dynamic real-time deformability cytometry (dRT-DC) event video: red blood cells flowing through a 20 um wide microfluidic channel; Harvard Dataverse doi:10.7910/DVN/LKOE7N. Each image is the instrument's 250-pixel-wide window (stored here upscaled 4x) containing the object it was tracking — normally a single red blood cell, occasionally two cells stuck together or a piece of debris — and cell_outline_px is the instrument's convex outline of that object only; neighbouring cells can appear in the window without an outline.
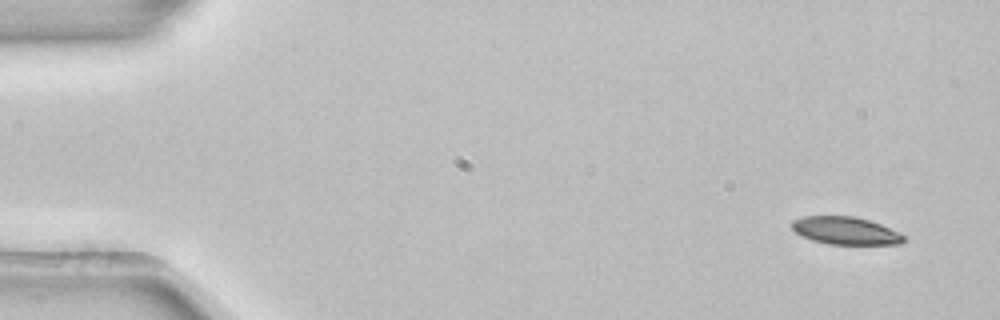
{"species": "common noctule bat (a hibernating species)", "species_latin": "Nyctalus noctula", "temperature_condition": "room temperature", "stored_images_in_passage": 3, "camera_frame_rate_fps": 3000, "um_per_image_px": 0.085, "animal": {"sex": "female", "body_mass_g": 22.7, "forearm_length_mm": 54.2}, "frame": {"image": 1, "passage_image": 1, "time_ms": 0.0, "image_size_px": [1000, 320], "cell_outline_px": [[904, 240], [900, 244], [828, 244], [812, 240], [796, 232], [792, 228], [792, 220], [804, 216], [852, 216], [868, 220], [880, 224], [904, 236]], "centroid_in_image_um": [71.83, 19.6], "position_along_channel_um": 13.2, "area_um2": 17.69}}
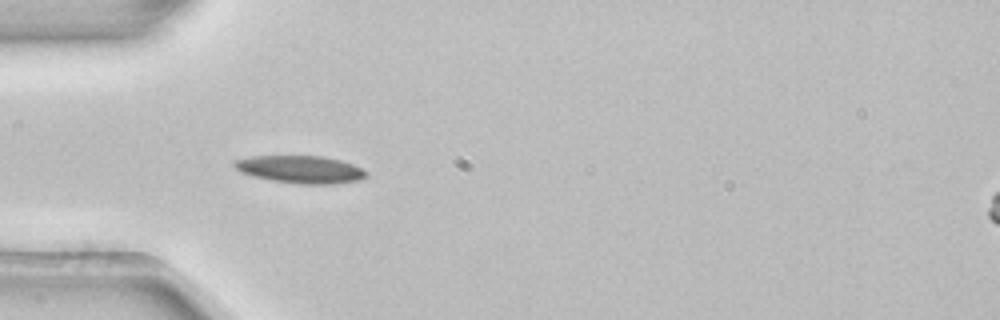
{"frame": {"image": 2, "passage_image": 3, "time_ms": 0.667, "image_size_px": [1000, 320], "cell_outline_px": [[368, 176], [360, 180], [336, 184], [300, 184], [272, 180], [240, 172], [232, 164], [232, 160], [252, 156], [320, 156], [340, 160], [352, 164], [368, 172]], "centroid_in_image_um": [25.55, 14.4], "position_along_channel_um": 59.5, "area_um2": 21.15}}